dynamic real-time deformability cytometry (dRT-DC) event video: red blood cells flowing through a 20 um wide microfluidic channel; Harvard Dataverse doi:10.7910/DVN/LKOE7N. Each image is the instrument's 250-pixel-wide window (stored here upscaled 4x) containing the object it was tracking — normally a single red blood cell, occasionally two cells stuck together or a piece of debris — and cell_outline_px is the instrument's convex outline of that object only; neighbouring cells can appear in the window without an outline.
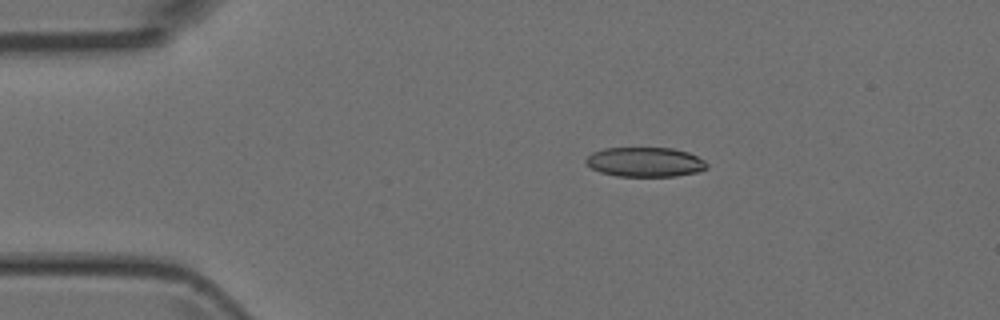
{"species": "Egyptian fruit bat (a non-hibernating species)", "species_latin": "Rousettus aegyptiacus", "temperature_condition": "room temperature", "stored_images_in_passage": 5, "camera_frame_rate_fps": 3000, "um_per_image_px": 0.085, "animal": {"sex": "female"}, "frame": {"image": 1, "passage_image": 3, "time_ms": 2.333, "image_size_px": [1000, 320], "cell_outline_px": [[708, 168], [696, 172], [676, 176], [616, 176], [600, 172], [592, 168], [584, 160], [592, 152], [604, 148], [672, 148], [688, 152], [704, 160], [708, 164]], "centroid_in_image_um": [54.83, 13.77], "position_along_channel_um": 30.2, "area_um2": 20.81}}
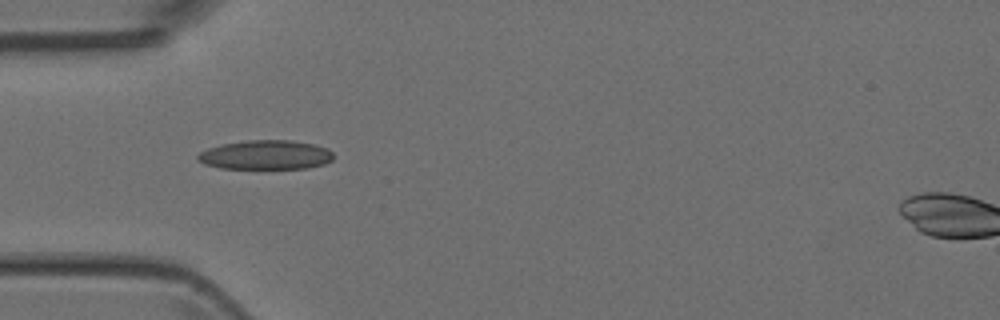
{"frame": {"image": 2, "passage_image": 4, "time_ms": 4.333, "image_size_px": [1000, 320], "cell_outline_px": [[332, 160], [324, 164], [308, 168], [220, 168], [204, 164], [196, 160], [196, 156], [200, 152], [208, 148], [224, 144], [248, 140], [292, 140], [316, 144], [328, 148], [332, 152]], "centroid_in_image_um": [22.59, 13.16], "position_along_channel_um": 62.4, "area_um2": 23.18}}
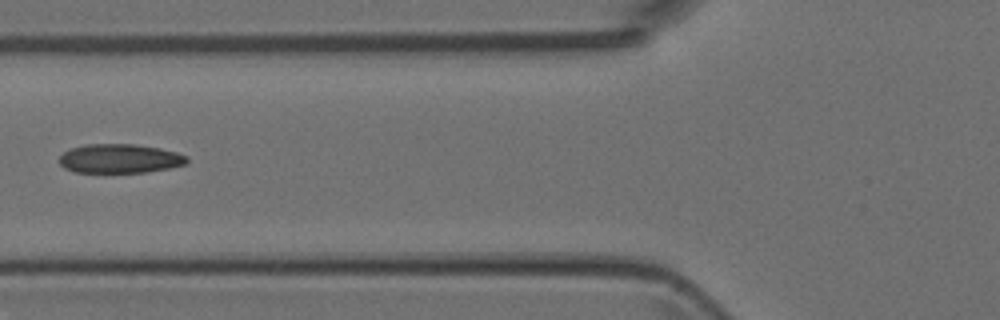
{"frame": {"image": 3, "passage_image": 5, "time_ms": 5.667, "image_size_px": [1000, 320], "cell_outline_px": [[188, 160], [184, 164], [168, 168], [144, 172], [76, 172], [64, 168], [60, 164], [60, 156], [64, 152], [72, 148], [88, 144], [132, 144], [160, 148], [176, 152], [188, 156]], "centroid_in_image_um": [10.18, 13.47], "position_along_channel_um": 115.6, "area_um2": 21.39}}